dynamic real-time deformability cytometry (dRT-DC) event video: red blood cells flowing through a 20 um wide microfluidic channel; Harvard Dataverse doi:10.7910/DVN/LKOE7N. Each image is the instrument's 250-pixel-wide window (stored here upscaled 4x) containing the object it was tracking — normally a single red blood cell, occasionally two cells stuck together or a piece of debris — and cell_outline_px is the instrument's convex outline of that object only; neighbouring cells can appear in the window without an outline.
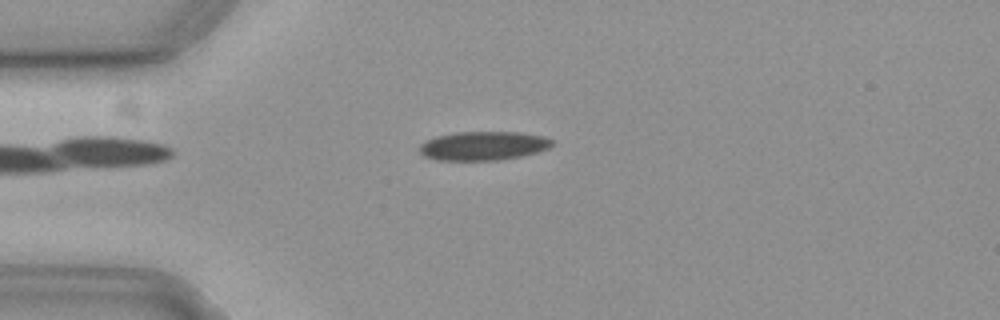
{"species": "common noctule bat (a hibernating species)", "species_latin": "Nyctalus noctula", "temperature_condition": "cold", "stored_images_in_passage": 39, "camera_frame_rate_fps": 3000, "um_per_image_px": 0.085, "animal": {"sex": "female", "body_mass_g": 19.3, "forearm_length_mm": 54.1}, "frame": {"image": 1, "passage_image": 1, "time_ms": 0.0, "image_size_px": [1000, 320], "cell_outline_px": [[556, 140], [548, 148], [536, 152], [520, 156], [496, 160], [436, 160], [424, 156], [420, 152], [420, 144], [436, 136], [456, 132], [520, 132], [544, 136]], "centroid_in_image_um": [41.09, 12.39], "position_along_channel_um": 43.9, "area_um2": 22.25}}
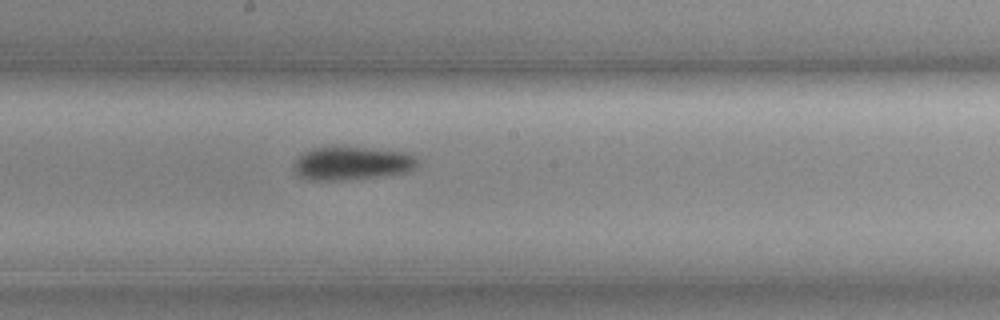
{"frame": {"image": 2, "passage_image": 17, "time_ms": 5.333, "image_size_px": [1000, 320], "cell_outline_px": [[420, 164], [404, 172], [340, 180], [308, 180], [296, 176], [292, 168], [292, 164], [304, 152], [312, 148], [368, 148], [408, 152], [416, 156]], "centroid_in_image_um": [29.86, 13.88], "position_along_channel_um": 218.3, "area_um2": 23.7}}
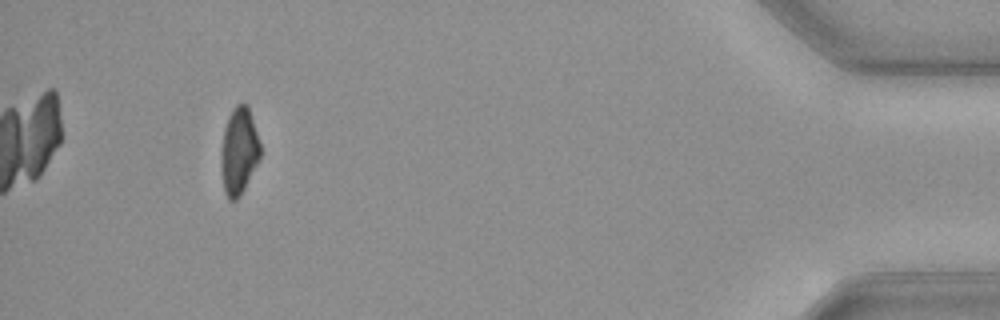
{"frame": {"image": 3, "passage_image": 39, "time_ms": 12.667, "image_size_px": [1000, 320], "cell_outline_px": [[260, 156], [240, 196], [236, 200], [228, 200], [224, 192], [220, 168], [220, 148], [224, 128], [228, 116], [232, 108], [236, 104], [248, 104], [260, 144]], "centroid_in_image_um": [20.27, 12.83], "position_along_channel_um": 414.9, "area_um2": 20.0}, "authors_computed_cell_mechanics": {"area_um2": 22.9466, "velocity_mm_per_s": 3.6664, "shape_relaxation_time_tau1_ms": 3.0286, "shape_relaxation_time_tau2_ms": null, "deformation_change_tau1": 0.0847, "deformation_change_tau2": null}}